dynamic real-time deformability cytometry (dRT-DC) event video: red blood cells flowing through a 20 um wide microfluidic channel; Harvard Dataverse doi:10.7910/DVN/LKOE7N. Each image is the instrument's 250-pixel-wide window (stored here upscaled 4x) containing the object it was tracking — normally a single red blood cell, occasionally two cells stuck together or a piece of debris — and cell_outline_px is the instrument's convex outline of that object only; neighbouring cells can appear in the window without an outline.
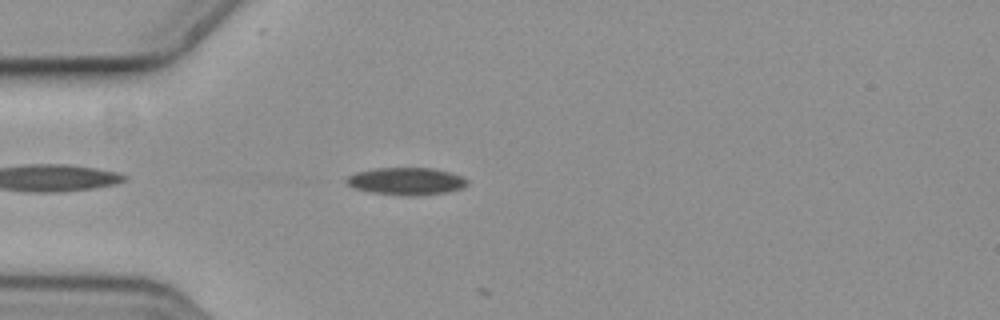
{"species": "common noctule bat (a hibernating species)", "species_latin": "Nyctalus noctula", "temperature_condition": "cold", "stored_images_in_passage": 6, "camera_frame_rate_fps": 3000, "um_per_image_px": 0.085, "animal": {"sex": "female", "body_mass_g": 19.3, "forearm_length_mm": 54.1}, "frame": {"image": 1, "passage_image": 5, "time_ms": 1.333, "image_size_px": [1000, 320], "cell_outline_px": [[468, 184], [460, 188], [444, 192], [416, 196], [400, 196], [368, 192], [352, 188], [344, 180], [348, 176], [356, 172], [376, 168], [432, 168], [448, 172], [460, 176], [468, 180]], "centroid_in_image_um": [34.46, 15.41], "position_along_channel_um": 50.5, "area_um2": 19.31}}